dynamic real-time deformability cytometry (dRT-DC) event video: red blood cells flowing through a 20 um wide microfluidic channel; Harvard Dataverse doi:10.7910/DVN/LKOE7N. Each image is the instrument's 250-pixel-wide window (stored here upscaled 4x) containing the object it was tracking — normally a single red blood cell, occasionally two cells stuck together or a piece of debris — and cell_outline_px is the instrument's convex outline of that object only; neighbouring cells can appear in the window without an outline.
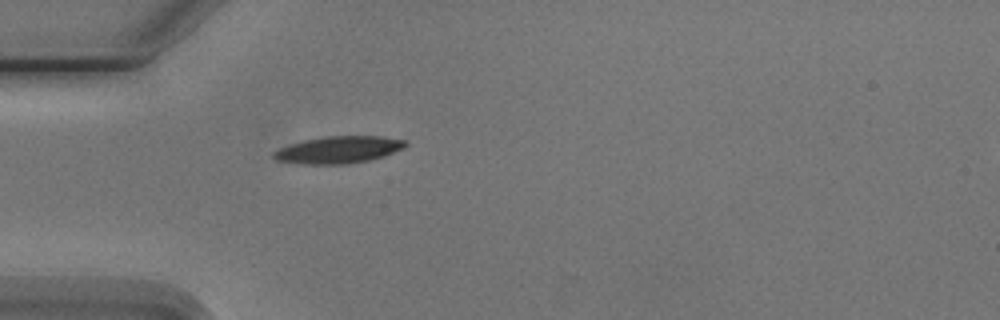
{"species": "Egyptian fruit bat (a non-hibernating species)", "species_latin": "Rousettus aegyptiacus", "temperature_condition": "cold", "stored_images_in_passage": 6, "camera_frame_rate_fps": 3000, "um_per_image_px": 0.085, "animal": {"sex": "male"}, "frame": {"image": 1, "passage_image": 6, "time_ms": 6.0, "image_size_px": [1000, 320], "cell_outline_px": [[408, 144], [404, 148], [384, 156], [368, 160], [348, 164], [300, 164], [276, 160], [272, 156], [272, 152], [288, 144], [304, 140], [328, 136], [380, 136], [404, 140]], "centroid_in_image_um": [28.75, 12.73], "position_along_channel_um": 56.2, "area_um2": 20.81}}